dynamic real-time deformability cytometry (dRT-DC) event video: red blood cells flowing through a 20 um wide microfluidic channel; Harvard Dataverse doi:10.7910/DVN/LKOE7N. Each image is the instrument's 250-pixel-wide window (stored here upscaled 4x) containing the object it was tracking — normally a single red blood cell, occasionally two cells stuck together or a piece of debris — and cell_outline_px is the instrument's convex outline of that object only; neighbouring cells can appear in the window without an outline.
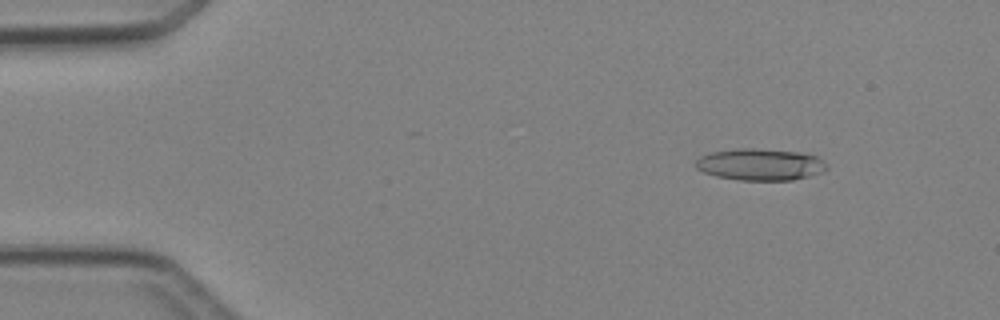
{"species": "Egyptian fruit bat (a non-hibernating species)", "species_latin": "Rousettus aegyptiacus", "temperature_condition": "cold", "stored_images_in_passage": 5, "camera_frame_rate_fps": 3000, "um_per_image_px": 0.085, "animal": {"sex": "female"}, "frame": {"image": 1, "passage_image": 2, "time_ms": 1.333, "image_size_px": [1000, 320], "cell_outline_px": [[828, 168], [824, 172], [792, 180], [740, 180], [716, 176], [704, 172], [696, 168], [696, 160], [700, 156], [712, 152], [736, 148], [756, 148], [800, 152], [816, 156], [824, 160], [828, 164]], "centroid_in_image_um": [64.65, 13.97], "position_along_channel_um": 20.3, "area_um2": 24.39}}
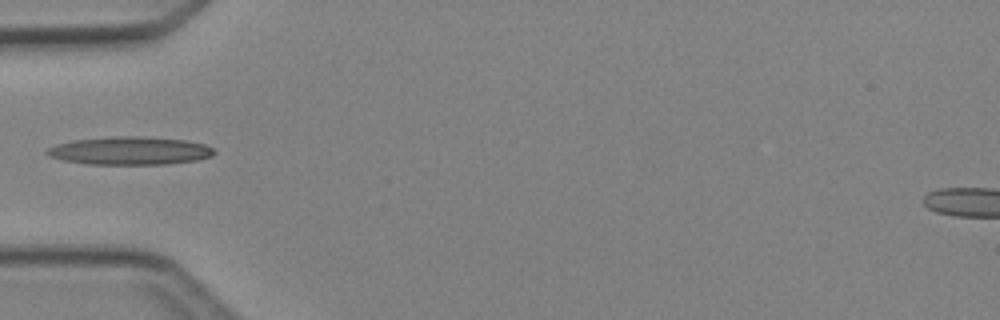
{"frame": {"image": 2, "passage_image": 5, "time_ms": 4.667, "image_size_px": [1000, 320], "cell_outline_px": [[216, 152], [212, 156], [196, 160], [164, 164], [88, 164], [60, 160], [48, 156], [44, 152], [48, 148], [56, 144], [72, 140], [116, 136], [144, 136], [184, 140], [204, 144], [212, 148]], "centroid_in_image_um": [10.99, 12.81], "position_along_channel_um": 74.0, "area_um2": 27.4}}